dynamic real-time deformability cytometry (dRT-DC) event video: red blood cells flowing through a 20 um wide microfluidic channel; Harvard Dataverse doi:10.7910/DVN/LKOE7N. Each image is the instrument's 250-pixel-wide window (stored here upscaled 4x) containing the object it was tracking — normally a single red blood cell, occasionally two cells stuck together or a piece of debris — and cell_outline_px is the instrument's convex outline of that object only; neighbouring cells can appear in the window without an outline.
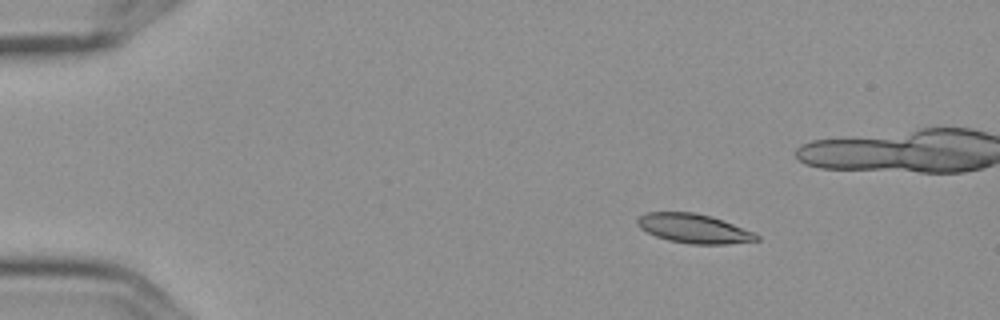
{"species": "Egyptian fruit bat (a non-hibernating species)", "species_latin": "Rousettus aegyptiacus", "temperature_condition": "cold", "stored_images_in_passage": 6, "camera_frame_rate_fps": 3000, "um_per_image_px": 0.085, "frame": {"image": 1, "passage_image": 1, "time_ms": 0.0, "image_size_px": [1000, 320], "cell_outline_px": [[760, 240], [728, 244], [688, 244], [668, 240], [656, 236], [640, 228], [636, 224], [636, 220], [640, 216], [648, 212], [696, 212], [712, 216], [756, 232], [760, 236]], "centroid_in_image_um": [59.02, 19.42], "position_along_channel_um": 26.0, "area_um2": 20.52}}
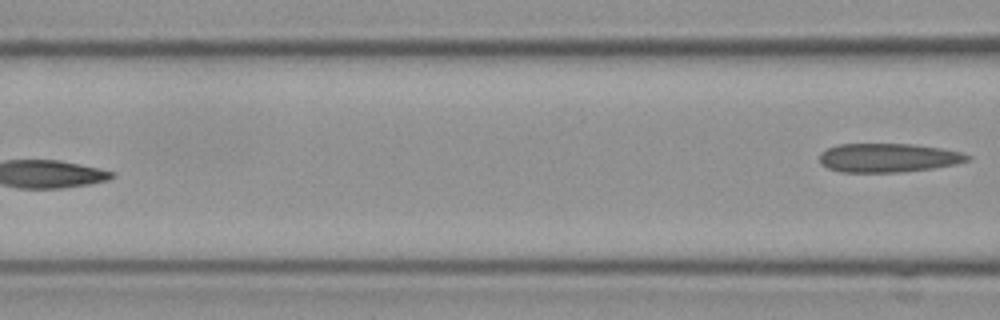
{"frame": {"image": 2, "passage_image": 6, "time_ms": 1.667, "image_size_px": [1000, 320], "cell_outline_px": [[972, 156], [968, 160], [956, 164], [932, 168], [900, 172], [840, 172], [828, 168], [820, 164], [820, 152], [828, 148], [840, 144], [912, 144], [940, 148], [960, 152]], "centroid_in_image_um": [75.47, 13.41], "position_along_channel_um": 91.1, "area_um2": 24.8}}